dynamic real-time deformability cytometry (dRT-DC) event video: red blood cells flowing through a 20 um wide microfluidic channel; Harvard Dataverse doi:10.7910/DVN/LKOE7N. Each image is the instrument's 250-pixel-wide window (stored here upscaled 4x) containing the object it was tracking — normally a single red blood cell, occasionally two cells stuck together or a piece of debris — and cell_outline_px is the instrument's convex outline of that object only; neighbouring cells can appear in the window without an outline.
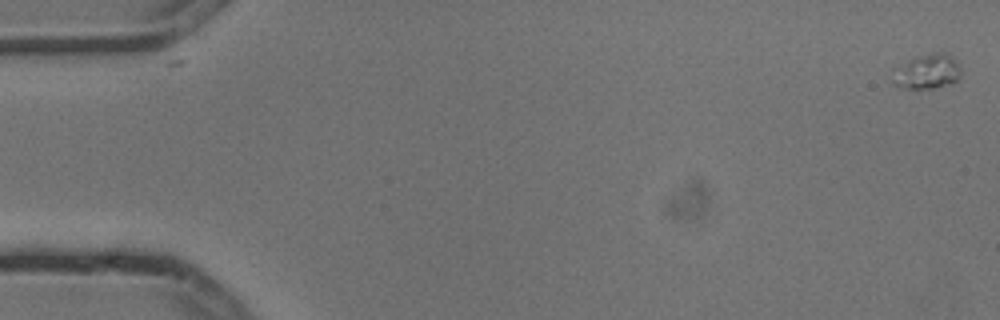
{"species": "common noctule bat (a hibernating species)", "species_latin": "Nyctalus noctula", "temperature_condition": "cold", "stored_images_in_passage": 6, "camera_frame_rate_fps": 3000, "um_per_image_px": 0.085, "animal": {"sex": "male", "body_mass_g": 13.3}, "frame": {"image": 1, "passage_image": 1, "time_ms": 0.0, "image_size_px": [1000, 320], "cell_outline_px": [[960, 80], [948, 84], [932, 88], [900, 88], [892, 84], [892, 68], [916, 56], [932, 52], [944, 52], [952, 56], [956, 60], [960, 68]], "centroid_in_image_um": [78.77, 6.07], "position_along_channel_um": 6.2, "area_um2": 14.22}}